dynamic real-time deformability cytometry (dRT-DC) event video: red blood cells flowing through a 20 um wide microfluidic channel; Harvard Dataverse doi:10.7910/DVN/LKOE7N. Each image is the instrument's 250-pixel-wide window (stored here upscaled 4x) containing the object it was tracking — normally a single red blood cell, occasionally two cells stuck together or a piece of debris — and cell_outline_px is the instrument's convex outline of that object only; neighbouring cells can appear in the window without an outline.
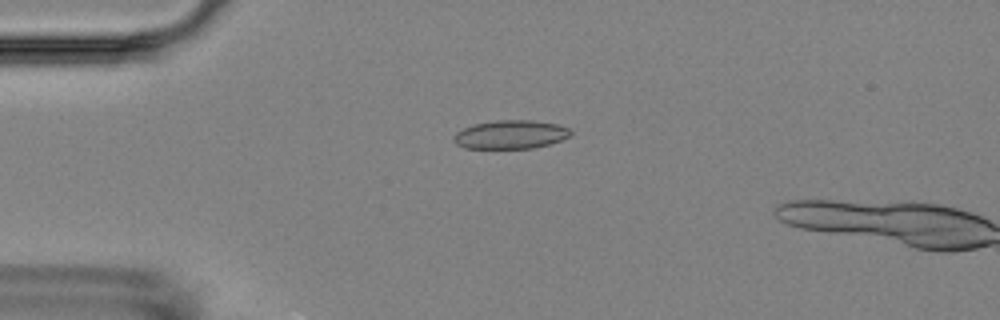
{"species": "Egyptian fruit bat (a non-hibernating species)", "species_latin": "Rousettus aegyptiacus", "temperature_condition": "room temperature", "stored_images_in_passage": 3, "camera_frame_rate_fps": 3000, "um_per_image_px": 0.085, "animal": {"sex": "female"}, "frame": {"image": 1, "passage_image": 2, "time_ms": 1.0, "image_size_px": [1000, 320], "cell_outline_px": [[572, 136], [548, 144], [532, 148], [464, 148], [456, 144], [452, 140], [452, 136], [456, 132], [472, 124], [496, 120], [532, 120], [556, 124], [568, 128], [572, 132]], "centroid_in_image_um": [43.37, 11.43], "position_along_channel_um": 41.6, "area_um2": 19.54}}